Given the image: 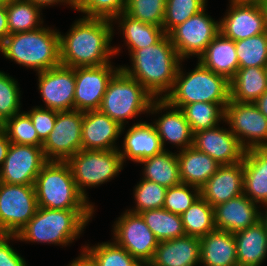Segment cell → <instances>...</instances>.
<instances>
[{"instance_id": "cell-1", "label": "cell", "mask_w": 267, "mask_h": 266, "mask_svg": "<svg viewBox=\"0 0 267 266\" xmlns=\"http://www.w3.org/2000/svg\"><path fill=\"white\" fill-rule=\"evenodd\" d=\"M112 20L103 18H80L67 35L59 34L61 65L77 67H97L107 63L111 56L119 52V47H111L113 36Z\"/></svg>"}, {"instance_id": "cell-2", "label": "cell", "mask_w": 267, "mask_h": 266, "mask_svg": "<svg viewBox=\"0 0 267 266\" xmlns=\"http://www.w3.org/2000/svg\"><path fill=\"white\" fill-rule=\"evenodd\" d=\"M130 56L132 67L120 68L136 79L155 99L164 98L171 91L183 61L169 35L166 34L154 45L135 50Z\"/></svg>"}, {"instance_id": "cell-3", "label": "cell", "mask_w": 267, "mask_h": 266, "mask_svg": "<svg viewBox=\"0 0 267 266\" xmlns=\"http://www.w3.org/2000/svg\"><path fill=\"white\" fill-rule=\"evenodd\" d=\"M93 213L94 209L58 210L38 207L35 215L15 235V239L68 245L81 234Z\"/></svg>"}, {"instance_id": "cell-4", "label": "cell", "mask_w": 267, "mask_h": 266, "mask_svg": "<svg viewBox=\"0 0 267 266\" xmlns=\"http://www.w3.org/2000/svg\"><path fill=\"white\" fill-rule=\"evenodd\" d=\"M59 34V31L43 26L9 34L0 45V51L4 57L39 73L61 64Z\"/></svg>"}, {"instance_id": "cell-5", "label": "cell", "mask_w": 267, "mask_h": 266, "mask_svg": "<svg viewBox=\"0 0 267 266\" xmlns=\"http://www.w3.org/2000/svg\"><path fill=\"white\" fill-rule=\"evenodd\" d=\"M179 65L171 91L163 98L170 105L182 108L194 102L218 103L224 109L230 101L229 81L207 69L199 61L191 72L184 74ZM186 75V76H185Z\"/></svg>"}, {"instance_id": "cell-6", "label": "cell", "mask_w": 267, "mask_h": 266, "mask_svg": "<svg viewBox=\"0 0 267 266\" xmlns=\"http://www.w3.org/2000/svg\"><path fill=\"white\" fill-rule=\"evenodd\" d=\"M38 207L68 210L94 209L80 193L66 161H48L34 183Z\"/></svg>"}, {"instance_id": "cell-7", "label": "cell", "mask_w": 267, "mask_h": 266, "mask_svg": "<svg viewBox=\"0 0 267 266\" xmlns=\"http://www.w3.org/2000/svg\"><path fill=\"white\" fill-rule=\"evenodd\" d=\"M155 98L121 68L109 80L99 111L124 126L143 112L148 113Z\"/></svg>"}, {"instance_id": "cell-8", "label": "cell", "mask_w": 267, "mask_h": 266, "mask_svg": "<svg viewBox=\"0 0 267 266\" xmlns=\"http://www.w3.org/2000/svg\"><path fill=\"white\" fill-rule=\"evenodd\" d=\"M80 193L88 200L85 187H95L114 178L123 168L118 149L80 150L66 161Z\"/></svg>"}, {"instance_id": "cell-9", "label": "cell", "mask_w": 267, "mask_h": 266, "mask_svg": "<svg viewBox=\"0 0 267 266\" xmlns=\"http://www.w3.org/2000/svg\"><path fill=\"white\" fill-rule=\"evenodd\" d=\"M37 209L34 184L0 182V234L17 235Z\"/></svg>"}, {"instance_id": "cell-10", "label": "cell", "mask_w": 267, "mask_h": 266, "mask_svg": "<svg viewBox=\"0 0 267 266\" xmlns=\"http://www.w3.org/2000/svg\"><path fill=\"white\" fill-rule=\"evenodd\" d=\"M224 121L245 151L267 148V118L254 103L229 101Z\"/></svg>"}, {"instance_id": "cell-11", "label": "cell", "mask_w": 267, "mask_h": 266, "mask_svg": "<svg viewBox=\"0 0 267 266\" xmlns=\"http://www.w3.org/2000/svg\"><path fill=\"white\" fill-rule=\"evenodd\" d=\"M83 111H57L52 132L43 143L48 161H67L82 150Z\"/></svg>"}, {"instance_id": "cell-12", "label": "cell", "mask_w": 267, "mask_h": 266, "mask_svg": "<svg viewBox=\"0 0 267 266\" xmlns=\"http://www.w3.org/2000/svg\"><path fill=\"white\" fill-rule=\"evenodd\" d=\"M206 8L176 26L168 35L179 57L200 56L220 32L219 22L206 14Z\"/></svg>"}, {"instance_id": "cell-13", "label": "cell", "mask_w": 267, "mask_h": 266, "mask_svg": "<svg viewBox=\"0 0 267 266\" xmlns=\"http://www.w3.org/2000/svg\"><path fill=\"white\" fill-rule=\"evenodd\" d=\"M113 231L115 242L140 263H149L159 241L140 214L128 210L116 221Z\"/></svg>"}, {"instance_id": "cell-14", "label": "cell", "mask_w": 267, "mask_h": 266, "mask_svg": "<svg viewBox=\"0 0 267 266\" xmlns=\"http://www.w3.org/2000/svg\"><path fill=\"white\" fill-rule=\"evenodd\" d=\"M47 162L42 147L11 143L0 168V182L34 184L36 176Z\"/></svg>"}, {"instance_id": "cell-15", "label": "cell", "mask_w": 267, "mask_h": 266, "mask_svg": "<svg viewBox=\"0 0 267 266\" xmlns=\"http://www.w3.org/2000/svg\"><path fill=\"white\" fill-rule=\"evenodd\" d=\"M111 65L75 68L74 109L83 112L99 109L109 80L120 69Z\"/></svg>"}, {"instance_id": "cell-16", "label": "cell", "mask_w": 267, "mask_h": 266, "mask_svg": "<svg viewBox=\"0 0 267 266\" xmlns=\"http://www.w3.org/2000/svg\"><path fill=\"white\" fill-rule=\"evenodd\" d=\"M38 88L45 109L74 110L75 68L59 65L38 73Z\"/></svg>"}, {"instance_id": "cell-17", "label": "cell", "mask_w": 267, "mask_h": 266, "mask_svg": "<svg viewBox=\"0 0 267 266\" xmlns=\"http://www.w3.org/2000/svg\"><path fill=\"white\" fill-rule=\"evenodd\" d=\"M230 9L221 21L219 30L233 41L243 40L266 32L262 5L240 4L230 1Z\"/></svg>"}, {"instance_id": "cell-18", "label": "cell", "mask_w": 267, "mask_h": 266, "mask_svg": "<svg viewBox=\"0 0 267 266\" xmlns=\"http://www.w3.org/2000/svg\"><path fill=\"white\" fill-rule=\"evenodd\" d=\"M193 147L209 155L220 165L241 162L245 153L230 129L218 126L194 133Z\"/></svg>"}, {"instance_id": "cell-19", "label": "cell", "mask_w": 267, "mask_h": 266, "mask_svg": "<svg viewBox=\"0 0 267 266\" xmlns=\"http://www.w3.org/2000/svg\"><path fill=\"white\" fill-rule=\"evenodd\" d=\"M163 109H169V111L159 117L153 125L161 139L164 150H166L164 147L166 141L180 146V150L193 146L194 134L180 108L170 105L163 98H158L152 101L149 113H158Z\"/></svg>"}, {"instance_id": "cell-20", "label": "cell", "mask_w": 267, "mask_h": 266, "mask_svg": "<svg viewBox=\"0 0 267 266\" xmlns=\"http://www.w3.org/2000/svg\"><path fill=\"white\" fill-rule=\"evenodd\" d=\"M125 126L99 110L83 112L82 150H114Z\"/></svg>"}, {"instance_id": "cell-21", "label": "cell", "mask_w": 267, "mask_h": 266, "mask_svg": "<svg viewBox=\"0 0 267 266\" xmlns=\"http://www.w3.org/2000/svg\"><path fill=\"white\" fill-rule=\"evenodd\" d=\"M257 208V203L244 193L218 204L213 207L215 227L232 234L242 231L260 221L261 212Z\"/></svg>"}, {"instance_id": "cell-22", "label": "cell", "mask_w": 267, "mask_h": 266, "mask_svg": "<svg viewBox=\"0 0 267 266\" xmlns=\"http://www.w3.org/2000/svg\"><path fill=\"white\" fill-rule=\"evenodd\" d=\"M243 194V161L220 165L200 188V195L212 207Z\"/></svg>"}, {"instance_id": "cell-23", "label": "cell", "mask_w": 267, "mask_h": 266, "mask_svg": "<svg viewBox=\"0 0 267 266\" xmlns=\"http://www.w3.org/2000/svg\"><path fill=\"white\" fill-rule=\"evenodd\" d=\"M150 266H195L200 264V238L185 235L161 241Z\"/></svg>"}, {"instance_id": "cell-24", "label": "cell", "mask_w": 267, "mask_h": 266, "mask_svg": "<svg viewBox=\"0 0 267 266\" xmlns=\"http://www.w3.org/2000/svg\"><path fill=\"white\" fill-rule=\"evenodd\" d=\"M119 153L124 163L126 158L139 163L141 160L164 151L161 139L153 124L140 122L127 130L124 137L123 151Z\"/></svg>"}, {"instance_id": "cell-25", "label": "cell", "mask_w": 267, "mask_h": 266, "mask_svg": "<svg viewBox=\"0 0 267 266\" xmlns=\"http://www.w3.org/2000/svg\"><path fill=\"white\" fill-rule=\"evenodd\" d=\"M243 193L255 203H267V148L245 151Z\"/></svg>"}, {"instance_id": "cell-26", "label": "cell", "mask_w": 267, "mask_h": 266, "mask_svg": "<svg viewBox=\"0 0 267 266\" xmlns=\"http://www.w3.org/2000/svg\"><path fill=\"white\" fill-rule=\"evenodd\" d=\"M207 69L230 81L239 69L235 41L219 32L205 51L197 57Z\"/></svg>"}, {"instance_id": "cell-27", "label": "cell", "mask_w": 267, "mask_h": 266, "mask_svg": "<svg viewBox=\"0 0 267 266\" xmlns=\"http://www.w3.org/2000/svg\"><path fill=\"white\" fill-rule=\"evenodd\" d=\"M200 263L204 266H238L234 234L215 229L200 238Z\"/></svg>"}, {"instance_id": "cell-28", "label": "cell", "mask_w": 267, "mask_h": 266, "mask_svg": "<svg viewBox=\"0 0 267 266\" xmlns=\"http://www.w3.org/2000/svg\"><path fill=\"white\" fill-rule=\"evenodd\" d=\"M181 183L199 189L217 171L220 164L209 155L190 146L177 153Z\"/></svg>"}, {"instance_id": "cell-29", "label": "cell", "mask_w": 267, "mask_h": 266, "mask_svg": "<svg viewBox=\"0 0 267 266\" xmlns=\"http://www.w3.org/2000/svg\"><path fill=\"white\" fill-rule=\"evenodd\" d=\"M238 266H260L267 257V230L258 221L234 233Z\"/></svg>"}, {"instance_id": "cell-30", "label": "cell", "mask_w": 267, "mask_h": 266, "mask_svg": "<svg viewBox=\"0 0 267 266\" xmlns=\"http://www.w3.org/2000/svg\"><path fill=\"white\" fill-rule=\"evenodd\" d=\"M229 86L230 101L254 103L267 90L266 67L239 68Z\"/></svg>"}, {"instance_id": "cell-31", "label": "cell", "mask_w": 267, "mask_h": 266, "mask_svg": "<svg viewBox=\"0 0 267 266\" xmlns=\"http://www.w3.org/2000/svg\"><path fill=\"white\" fill-rule=\"evenodd\" d=\"M117 19L120 22L119 27L123 31L130 55L135 50L158 43L166 35L162 27L133 19L124 12L112 21Z\"/></svg>"}, {"instance_id": "cell-32", "label": "cell", "mask_w": 267, "mask_h": 266, "mask_svg": "<svg viewBox=\"0 0 267 266\" xmlns=\"http://www.w3.org/2000/svg\"><path fill=\"white\" fill-rule=\"evenodd\" d=\"M143 179L155 182L165 188L181 183L177 153L164 150L162 153L143 159Z\"/></svg>"}, {"instance_id": "cell-33", "label": "cell", "mask_w": 267, "mask_h": 266, "mask_svg": "<svg viewBox=\"0 0 267 266\" xmlns=\"http://www.w3.org/2000/svg\"><path fill=\"white\" fill-rule=\"evenodd\" d=\"M139 214L159 242L186 235L179 214L169 212L164 208L145 210Z\"/></svg>"}, {"instance_id": "cell-34", "label": "cell", "mask_w": 267, "mask_h": 266, "mask_svg": "<svg viewBox=\"0 0 267 266\" xmlns=\"http://www.w3.org/2000/svg\"><path fill=\"white\" fill-rule=\"evenodd\" d=\"M41 8L28 0H14L6 3L9 34L32 31L41 28Z\"/></svg>"}, {"instance_id": "cell-35", "label": "cell", "mask_w": 267, "mask_h": 266, "mask_svg": "<svg viewBox=\"0 0 267 266\" xmlns=\"http://www.w3.org/2000/svg\"><path fill=\"white\" fill-rule=\"evenodd\" d=\"M180 216L186 235L202 238L216 229L214 209L201 196Z\"/></svg>"}, {"instance_id": "cell-36", "label": "cell", "mask_w": 267, "mask_h": 266, "mask_svg": "<svg viewBox=\"0 0 267 266\" xmlns=\"http://www.w3.org/2000/svg\"><path fill=\"white\" fill-rule=\"evenodd\" d=\"M194 133L211 129L225 117V109L218 103L194 102L181 108Z\"/></svg>"}, {"instance_id": "cell-37", "label": "cell", "mask_w": 267, "mask_h": 266, "mask_svg": "<svg viewBox=\"0 0 267 266\" xmlns=\"http://www.w3.org/2000/svg\"><path fill=\"white\" fill-rule=\"evenodd\" d=\"M239 68L267 66V33L235 41Z\"/></svg>"}, {"instance_id": "cell-38", "label": "cell", "mask_w": 267, "mask_h": 266, "mask_svg": "<svg viewBox=\"0 0 267 266\" xmlns=\"http://www.w3.org/2000/svg\"><path fill=\"white\" fill-rule=\"evenodd\" d=\"M98 266H138L140 262L114 242L82 248Z\"/></svg>"}, {"instance_id": "cell-39", "label": "cell", "mask_w": 267, "mask_h": 266, "mask_svg": "<svg viewBox=\"0 0 267 266\" xmlns=\"http://www.w3.org/2000/svg\"><path fill=\"white\" fill-rule=\"evenodd\" d=\"M1 128L5 131L9 141L14 144L43 146L29 115L25 112L17 113L7 119Z\"/></svg>"}, {"instance_id": "cell-40", "label": "cell", "mask_w": 267, "mask_h": 266, "mask_svg": "<svg viewBox=\"0 0 267 266\" xmlns=\"http://www.w3.org/2000/svg\"><path fill=\"white\" fill-rule=\"evenodd\" d=\"M207 0H166L163 30L169 34L176 26L205 8Z\"/></svg>"}, {"instance_id": "cell-41", "label": "cell", "mask_w": 267, "mask_h": 266, "mask_svg": "<svg viewBox=\"0 0 267 266\" xmlns=\"http://www.w3.org/2000/svg\"><path fill=\"white\" fill-rule=\"evenodd\" d=\"M166 0H126L124 13L144 23L163 26Z\"/></svg>"}, {"instance_id": "cell-42", "label": "cell", "mask_w": 267, "mask_h": 266, "mask_svg": "<svg viewBox=\"0 0 267 266\" xmlns=\"http://www.w3.org/2000/svg\"><path fill=\"white\" fill-rule=\"evenodd\" d=\"M166 191L167 188L142 178L135 187L136 207L128 211L139 214L145 210L163 208Z\"/></svg>"}, {"instance_id": "cell-43", "label": "cell", "mask_w": 267, "mask_h": 266, "mask_svg": "<svg viewBox=\"0 0 267 266\" xmlns=\"http://www.w3.org/2000/svg\"><path fill=\"white\" fill-rule=\"evenodd\" d=\"M17 81L0 71V127L20 111V91Z\"/></svg>"}, {"instance_id": "cell-44", "label": "cell", "mask_w": 267, "mask_h": 266, "mask_svg": "<svg viewBox=\"0 0 267 266\" xmlns=\"http://www.w3.org/2000/svg\"><path fill=\"white\" fill-rule=\"evenodd\" d=\"M126 0H76L75 10L86 14V18L113 20L125 11Z\"/></svg>"}, {"instance_id": "cell-45", "label": "cell", "mask_w": 267, "mask_h": 266, "mask_svg": "<svg viewBox=\"0 0 267 266\" xmlns=\"http://www.w3.org/2000/svg\"><path fill=\"white\" fill-rule=\"evenodd\" d=\"M190 187H192V191H190ZM200 196V189L198 187L180 183L167 188L163 208L169 212L181 215Z\"/></svg>"}, {"instance_id": "cell-46", "label": "cell", "mask_w": 267, "mask_h": 266, "mask_svg": "<svg viewBox=\"0 0 267 266\" xmlns=\"http://www.w3.org/2000/svg\"><path fill=\"white\" fill-rule=\"evenodd\" d=\"M26 113L36 129L39 139L44 143L54 128L57 111L36 106Z\"/></svg>"}, {"instance_id": "cell-47", "label": "cell", "mask_w": 267, "mask_h": 266, "mask_svg": "<svg viewBox=\"0 0 267 266\" xmlns=\"http://www.w3.org/2000/svg\"><path fill=\"white\" fill-rule=\"evenodd\" d=\"M12 238L15 235L0 234V266H27L24 258L9 245Z\"/></svg>"}, {"instance_id": "cell-48", "label": "cell", "mask_w": 267, "mask_h": 266, "mask_svg": "<svg viewBox=\"0 0 267 266\" xmlns=\"http://www.w3.org/2000/svg\"><path fill=\"white\" fill-rule=\"evenodd\" d=\"M8 35L6 3H0V45L6 40Z\"/></svg>"}, {"instance_id": "cell-49", "label": "cell", "mask_w": 267, "mask_h": 266, "mask_svg": "<svg viewBox=\"0 0 267 266\" xmlns=\"http://www.w3.org/2000/svg\"><path fill=\"white\" fill-rule=\"evenodd\" d=\"M10 144L11 142L9 141L5 131L0 127V168L7 156Z\"/></svg>"}, {"instance_id": "cell-50", "label": "cell", "mask_w": 267, "mask_h": 266, "mask_svg": "<svg viewBox=\"0 0 267 266\" xmlns=\"http://www.w3.org/2000/svg\"><path fill=\"white\" fill-rule=\"evenodd\" d=\"M80 255L69 266H98L84 250Z\"/></svg>"}, {"instance_id": "cell-51", "label": "cell", "mask_w": 267, "mask_h": 266, "mask_svg": "<svg viewBox=\"0 0 267 266\" xmlns=\"http://www.w3.org/2000/svg\"><path fill=\"white\" fill-rule=\"evenodd\" d=\"M31 1L34 5H37L40 8L53 5L56 3H66L69 4L70 7H73L75 9L76 6V0H28Z\"/></svg>"}, {"instance_id": "cell-52", "label": "cell", "mask_w": 267, "mask_h": 266, "mask_svg": "<svg viewBox=\"0 0 267 266\" xmlns=\"http://www.w3.org/2000/svg\"><path fill=\"white\" fill-rule=\"evenodd\" d=\"M254 104L267 118V90L254 102Z\"/></svg>"}, {"instance_id": "cell-53", "label": "cell", "mask_w": 267, "mask_h": 266, "mask_svg": "<svg viewBox=\"0 0 267 266\" xmlns=\"http://www.w3.org/2000/svg\"><path fill=\"white\" fill-rule=\"evenodd\" d=\"M235 3H240V4H257V5H264L267 0H230Z\"/></svg>"}, {"instance_id": "cell-54", "label": "cell", "mask_w": 267, "mask_h": 266, "mask_svg": "<svg viewBox=\"0 0 267 266\" xmlns=\"http://www.w3.org/2000/svg\"><path fill=\"white\" fill-rule=\"evenodd\" d=\"M266 206V208H267V203H265V204H263V206ZM266 211H265V215H264V213H260V221L263 223V225H264V227H265V229L267 230V209H265Z\"/></svg>"}, {"instance_id": "cell-55", "label": "cell", "mask_w": 267, "mask_h": 266, "mask_svg": "<svg viewBox=\"0 0 267 266\" xmlns=\"http://www.w3.org/2000/svg\"><path fill=\"white\" fill-rule=\"evenodd\" d=\"M263 10H264V13H265L266 33H267V2L263 5Z\"/></svg>"}, {"instance_id": "cell-56", "label": "cell", "mask_w": 267, "mask_h": 266, "mask_svg": "<svg viewBox=\"0 0 267 266\" xmlns=\"http://www.w3.org/2000/svg\"><path fill=\"white\" fill-rule=\"evenodd\" d=\"M11 1H14V0H0V3H8V2H11Z\"/></svg>"}, {"instance_id": "cell-57", "label": "cell", "mask_w": 267, "mask_h": 266, "mask_svg": "<svg viewBox=\"0 0 267 266\" xmlns=\"http://www.w3.org/2000/svg\"><path fill=\"white\" fill-rule=\"evenodd\" d=\"M138 266H150V263H140Z\"/></svg>"}]
</instances>
